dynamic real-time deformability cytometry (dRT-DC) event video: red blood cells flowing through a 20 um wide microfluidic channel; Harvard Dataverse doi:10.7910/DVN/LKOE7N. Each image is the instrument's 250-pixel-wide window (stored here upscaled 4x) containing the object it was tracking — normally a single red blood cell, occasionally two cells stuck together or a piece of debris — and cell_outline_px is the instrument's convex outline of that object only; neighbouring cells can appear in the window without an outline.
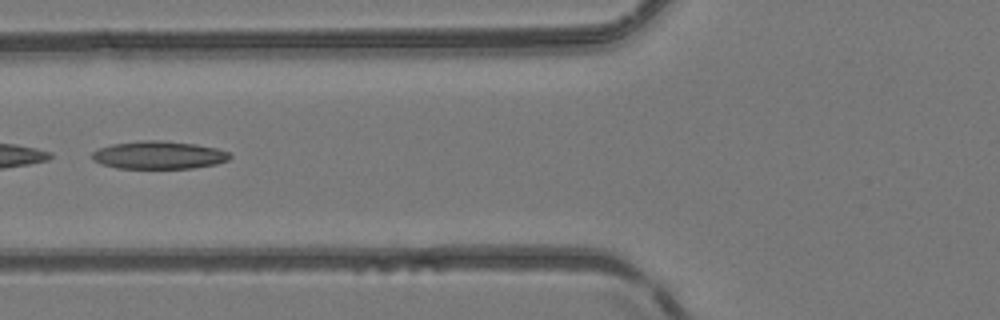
{"species": "common noctule bat (a hibernating species)", "species_latin": "Nyctalus noctula", "temperature_condition": "room temperature", "stored_images_in_passage": 6, "camera_frame_rate_fps": 3000, "um_per_image_px": 0.085, "animal": {"sex": "female", "body_mass_g": 24.6, "forearm_length_mm": 56.2}, "frame": {"image": 1, "passage_image": 6, "time_ms": 6.333, "image_size_px": [1000, 320], "cell_outline_px": [[232, 156], [228, 160], [216, 164], [192, 168], [116, 168], [100, 164], [92, 160], [92, 152], [100, 148], [112, 144], [140, 140], [164, 140], [196, 144], [216, 148], [228, 152]], "centroid_in_image_um": [13.48, 13.17], "position_along_channel_um": 112.3, "area_um2": 22.48}}